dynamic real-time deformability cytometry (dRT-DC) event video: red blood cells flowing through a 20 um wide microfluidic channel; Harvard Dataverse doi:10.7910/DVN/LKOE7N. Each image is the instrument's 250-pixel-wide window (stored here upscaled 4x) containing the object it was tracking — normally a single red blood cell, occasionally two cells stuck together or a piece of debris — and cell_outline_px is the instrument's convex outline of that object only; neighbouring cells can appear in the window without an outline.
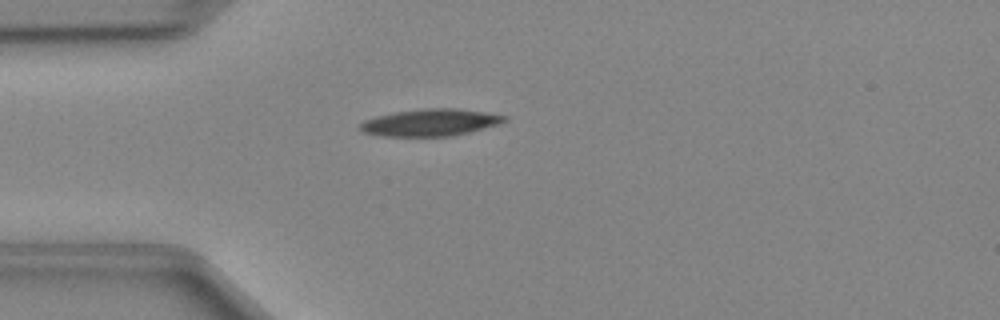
{"species": "Egyptian fruit bat (a non-hibernating species)", "species_latin": "Rousettus aegyptiacus", "temperature_condition": "cold", "stored_images_in_passage": 31, "camera_frame_rate_fps": 3000, "um_per_image_px": 0.085, "animal": {"sex": "female"}, "frame": {"image": 1, "passage_image": 1, "time_ms": 0.0, "image_size_px": [1000, 320], "cell_outline_px": [[508, 120], [500, 124], [452, 136], [380, 136], [360, 132], [360, 124], [364, 120], [376, 116], [396, 112], [424, 108], [456, 108], [484, 112], [508, 116]], "centroid_in_image_um": [36.57, 10.41], "position_along_channel_um": 48.4, "area_um2": 22.77}}
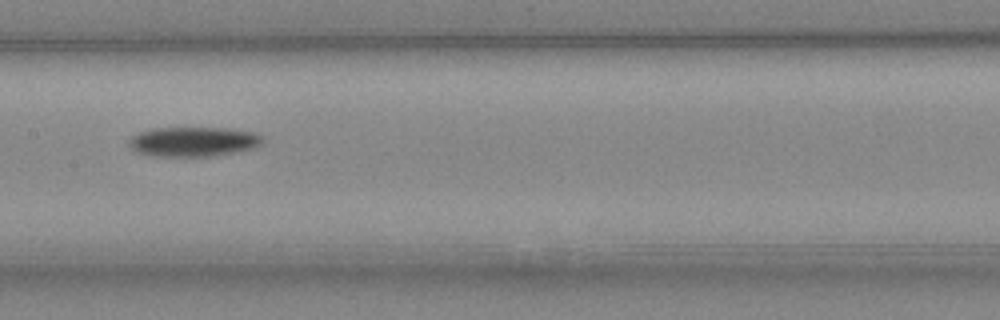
{"frame": {"image": 2, "passage_image": 12, "time_ms": 3.667, "image_size_px": [1000, 320], "cell_outline_px": [[264, 144], [256, 148], [236, 152], [212, 156], [148, 156], [136, 152], [128, 144], [128, 140], [132, 136], [140, 132], [152, 128], [232, 128], [256, 132], [264, 136]], "centroid_in_image_um": [16.5, 12.04], "position_along_channel_um": 190.9, "area_um2": 23.58}}
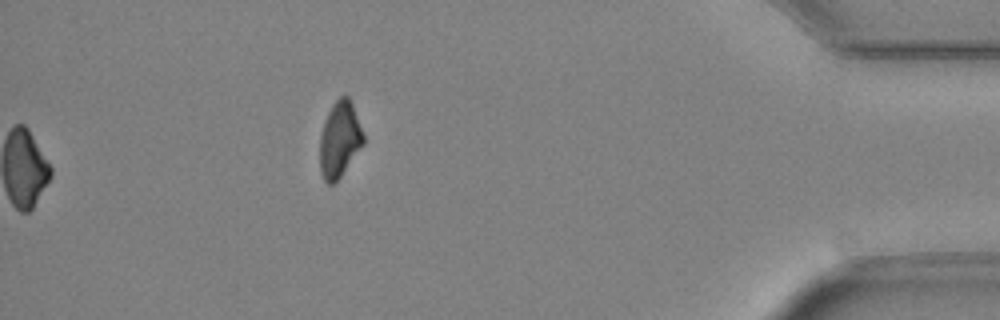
{"frame": {"image": 3, "passage_image": 31, "time_ms": 10.0, "image_size_px": [1000, 320], "cell_outline_px": [[364, 144], [340, 176], [332, 184], [328, 184], [324, 180], [320, 172], [320, 136], [328, 112], [332, 104], [340, 96], [348, 96], [352, 104], [364, 136]], "centroid_in_image_um": [28.86, 11.86], "position_along_channel_um": 406.3, "area_um2": 18.9}}